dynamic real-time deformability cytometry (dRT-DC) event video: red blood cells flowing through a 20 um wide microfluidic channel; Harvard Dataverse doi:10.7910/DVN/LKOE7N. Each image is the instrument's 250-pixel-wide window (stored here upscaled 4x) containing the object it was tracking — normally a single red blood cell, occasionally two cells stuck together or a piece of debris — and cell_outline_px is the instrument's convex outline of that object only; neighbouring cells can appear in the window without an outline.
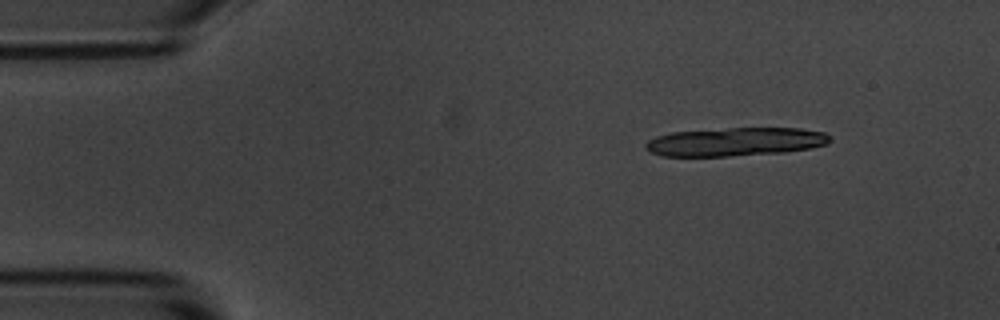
{"species": "common noctule bat (a hibernating species)", "species_latin": "Nyctalus noctula", "temperature_condition": "room temperature", "stored_images_in_passage": 12, "camera_frame_rate_fps": 3000, "um_per_image_px": 0.085, "animal": {"sex": "male", "body_mass_g": 20.1, "forearm_length_mm": 53.5}, "frame": {"image": 1, "passage_image": 1, "time_ms": 0.0, "image_size_px": [1000, 320], "cell_outline_px": [[832, 140], [828, 144], [808, 148], [784, 152], [728, 156], [660, 156], [644, 148], [644, 144], [648, 140], [656, 136], [672, 132], [728, 128], [800, 128], [824, 132]], "centroid_in_image_um": [62.48, 12.05], "position_along_channel_um": 22.5, "area_um2": 30.58}}